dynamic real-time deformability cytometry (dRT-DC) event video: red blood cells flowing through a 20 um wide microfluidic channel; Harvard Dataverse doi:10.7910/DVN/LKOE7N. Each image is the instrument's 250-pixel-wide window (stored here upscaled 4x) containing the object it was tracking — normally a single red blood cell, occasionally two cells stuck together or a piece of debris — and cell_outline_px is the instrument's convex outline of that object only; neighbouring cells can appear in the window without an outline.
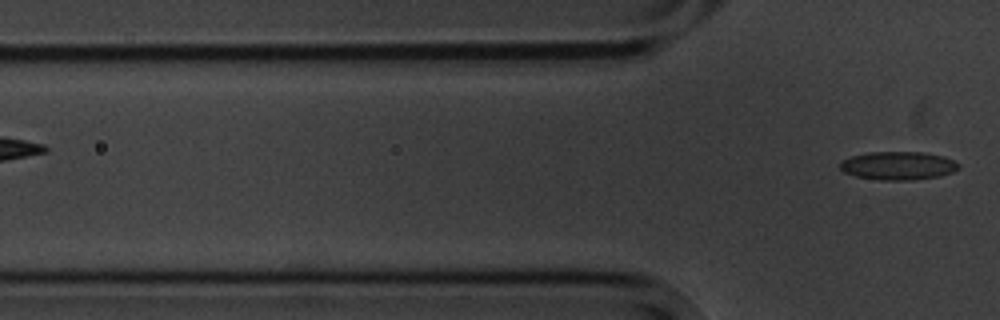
{"species": "common noctule bat (a hibernating species)", "species_latin": "Nyctalus noctula", "temperature_condition": "cold", "stored_images_in_passage": 7, "camera_frame_rate_fps": 3000, "um_per_image_px": 0.085, "animal": {"sex": "male", "body_mass_g": 20.1, "forearm_length_mm": 53.5}, "frame": {"image": 1, "passage_image": 7, "time_ms": 7.333, "image_size_px": [1000, 320], "cell_outline_px": [[960, 168], [952, 172], [940, 176], [912, 180], [880, 180], [856, 176], [844, 172], [840, 168], [840, 160], [852, 156], [868, 152], [924, 152], [944, 156], [960, 164]], "centroid_in_image_um": [76.35, 14.08], "position_along_channel_um": 49.5, "area_um2": 19.65}}